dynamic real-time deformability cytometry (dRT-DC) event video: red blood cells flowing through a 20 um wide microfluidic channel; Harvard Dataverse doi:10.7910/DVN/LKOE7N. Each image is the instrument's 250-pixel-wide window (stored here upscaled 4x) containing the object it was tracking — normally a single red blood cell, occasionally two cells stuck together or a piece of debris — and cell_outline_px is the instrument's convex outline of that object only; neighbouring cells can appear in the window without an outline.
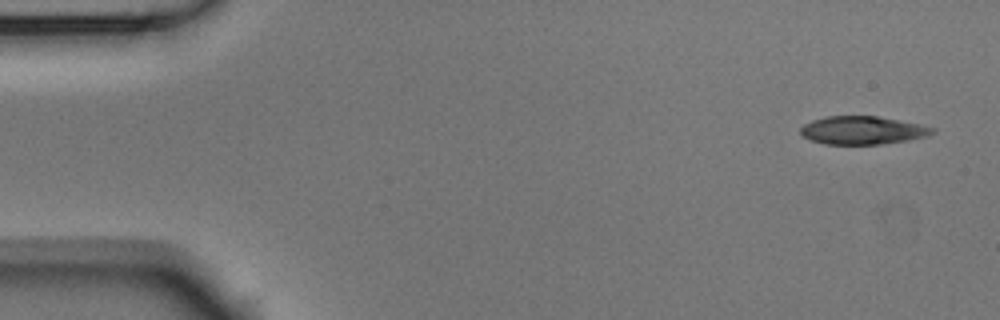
{"species": "Egyptian fruit bat (a non-hibernating species)", "species_latin": "Rousettus aegyptiacus", "temperature_condition": "room temperature", "stored_images_in_passage": 5, "camera_frame_rate_fps": 3000, "um_per_image_px": 0.085, "animal": {"sex": "male"}, "frame": {"image": 1, "passage_image": 1, "time_ms": 0.0, "image_size_px": [1000, 320], "cell_outline_px": [[936, 132], [928, 136], [908, 140], [884, 144], [824, 144], [812, 140], [804, 136], [800, 132], [800, 128], [804, 124], [812, 120], [824, 116], [876, 116], [920, 124], [936, 128]], "centroid_in_image_um": [73.34, 11.07], "position_along_channel_um": 11.7, "area_um2": 21.68}}
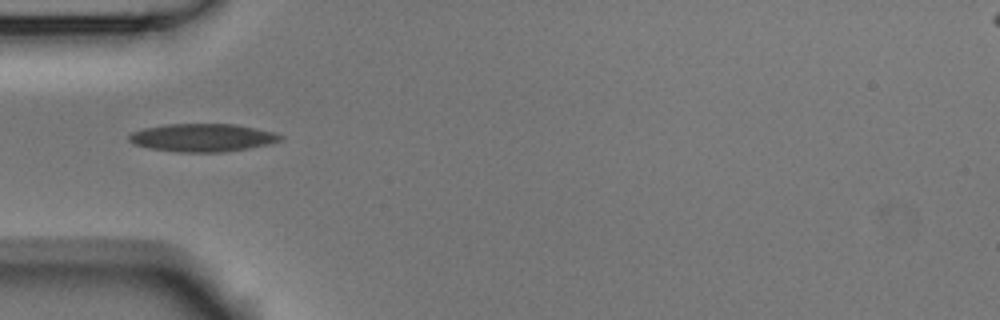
{"frame": {"image": 2, "passage_image": 5, "time_ms": 1.333, "image_size_px": [1000, 320], "cell_outline_px": [[284, 136], [280, 140], [268, 144], [248, 148], [220, 152], [176, 152], [148, 148], [136, 144], [128, 140], [128, 136], [132, 132], [144, 128], [168, 124], [232, 124], [276, 132]], "centroid_in_image_um": [17.2, 11.7], "position_along_channel_um": 67.8, "area_um2": 24.51}}